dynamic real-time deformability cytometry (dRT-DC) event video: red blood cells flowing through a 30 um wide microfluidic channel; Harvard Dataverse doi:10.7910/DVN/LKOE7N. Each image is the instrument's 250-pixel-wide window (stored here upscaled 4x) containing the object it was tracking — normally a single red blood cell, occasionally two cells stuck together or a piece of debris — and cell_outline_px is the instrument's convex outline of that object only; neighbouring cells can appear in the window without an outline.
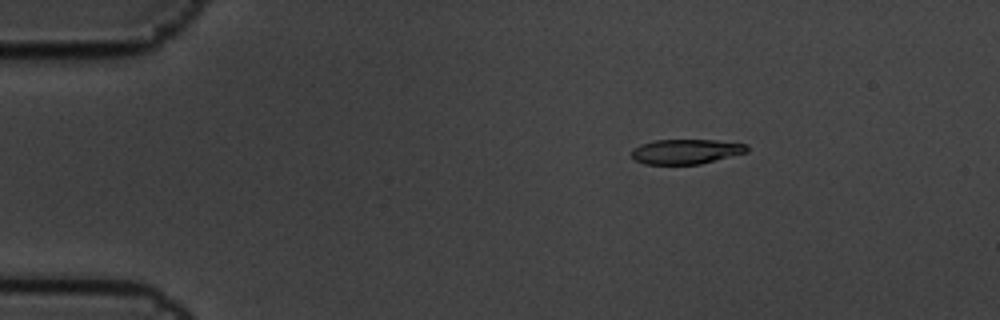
{"species": "common noctule bat (a hibernating species)", "species_latin": "Nyctalus noctula", "temperature_condition": "cold", "stored_images_in_passage": 9, "camera_frame_rate_fps": 3000, "um_per_image_px": 0.085, "animal": {"sex": "male", "body_mass_g": 19.5, "forearm_length_mm": 54.6}, "frame": {"image": 1, "passage_image": 1, "time_ms": 0.0, "image_size_px": [1000, 320], "cell_outline_px": [[748, 152], [700, 164], [644, 164], [636, 160], [632, 156], [632, 148], [640, 144], [656, 140], [716, 140], [748, 144]], "centroid_in_image_um": [58.32, 12.87], "position_along_channel_um": 26.7, "area_um2": 16.7}}
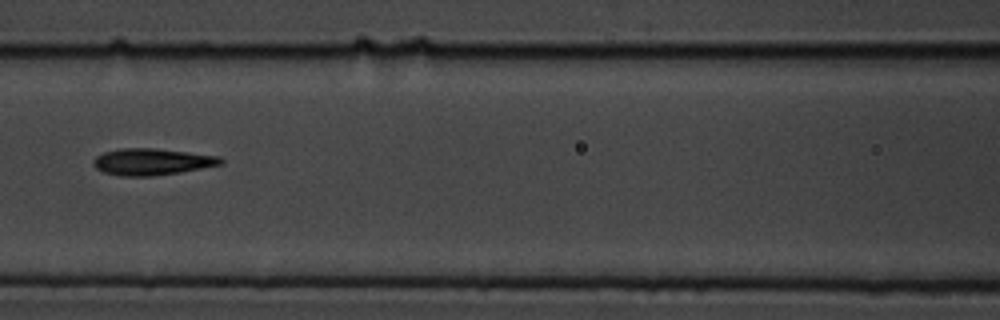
{"frame": {"image": 2, "passage_image": 6, "time_ms": 1.667, "image_size_px": [1000, 320], "cell_outline_px": [[224, 164], [180, 172], [152, 176], [120, 176], [104, 172], [96, 168], [92, 164], [92, 160], [96, 156], [104, 152], [120, 148], [156, 148], [220, 156], [224, 160]], "centroid_in_image_um": [12.92, 13.74], "position_along_channel_um": 153.7, "area_um2": 19.88}}
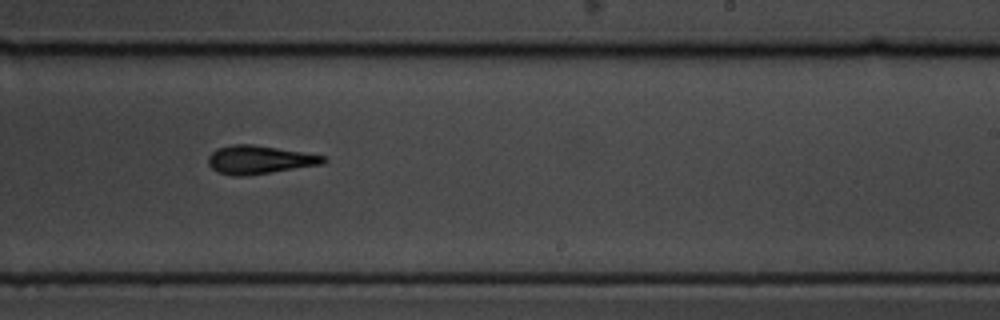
{"frame": {"image": 3, "passage_image": 9, "time_ms": 2.667, "image_size_px": [1000, 320], "cell_outline_px": [[328, 160], [324, 164], [244, 176], [232, 176], [216, 172], [208, 164], [208, 156], [216, 148], [232, 144], [252, 144], [304, 152], [328, 156]], "centroid_in_image_um": [22.06, 13.57], "position_along_channel_um": 266.9, "area_um2": 19.25}}